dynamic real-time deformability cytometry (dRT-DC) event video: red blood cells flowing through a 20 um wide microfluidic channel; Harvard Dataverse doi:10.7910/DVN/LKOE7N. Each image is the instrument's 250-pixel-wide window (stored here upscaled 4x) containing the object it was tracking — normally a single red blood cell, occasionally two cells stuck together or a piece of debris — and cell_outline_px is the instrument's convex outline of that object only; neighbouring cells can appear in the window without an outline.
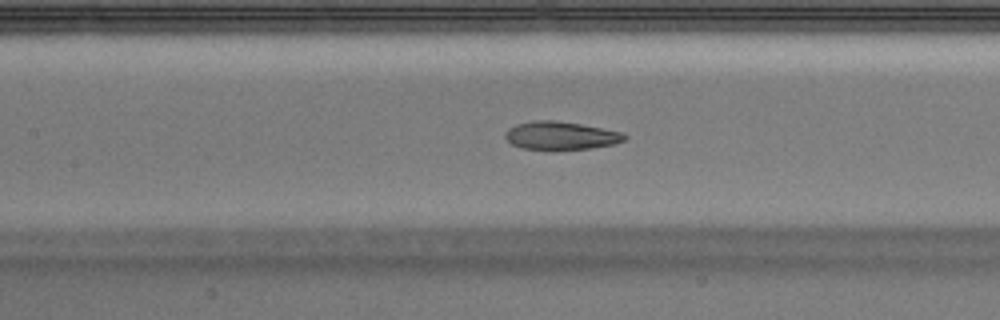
{"species": "Egyptian fruit bat (a non-hibernating species)", "species_latin": "Rousettus aegyptiacus", "temperature_condition": "warm", "stored_images_in_passage": 51, "segment_of_instrument_passage": [1, 2], "camera_frame_rate_fps": 3000, "um_per_image_px": 0.085, "animal": {"sex": "male"}, "frame": {"image": 1, "passage_image": 23, "time_ms": 7.333, "image_size_px": [1000, 320], "cell_outline_px": [[628, 136], [624, 140], [616, 144], [592, 148], [552, 152], [520, 148], [512, 144], [504, 136], [504, 132], [508, 128], [516, 124], [532, 120], [552, 120], [580, 124], [620, 132]], "centroid_in_image_um": [47.61, 11.57], "position_along_channel_um": 159.8, "area_um2": 20.17}}
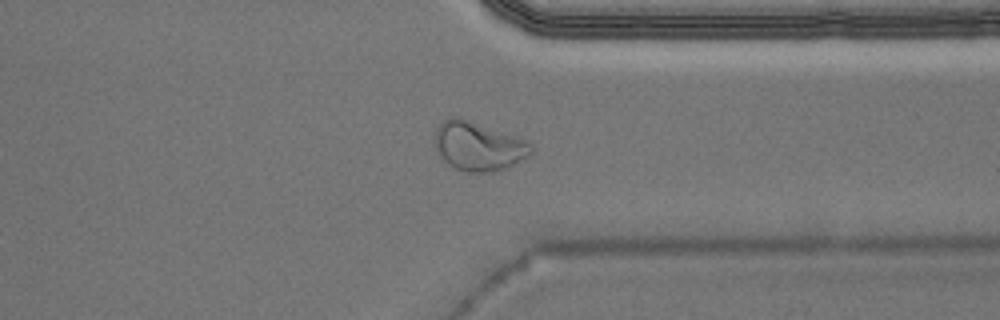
{"frame": {"image": 2, "passage_image": 39, "time_ms": 12.667, "image_size_px": [1000, 320], "cell_outline_px": [[532, 152], [528, 156], [504, 168], [492, 172], [468, 172], [456, 168], [448, 164], [444, 160], [436, 148], [436, 128], [444, 120], [452, 116], [460, 116], [528, 140], [532, 144]], "centroid_in_image_um": [40.68, 12.4], "position_along_channel_um": 370.7, "area_um2": 27.34}}
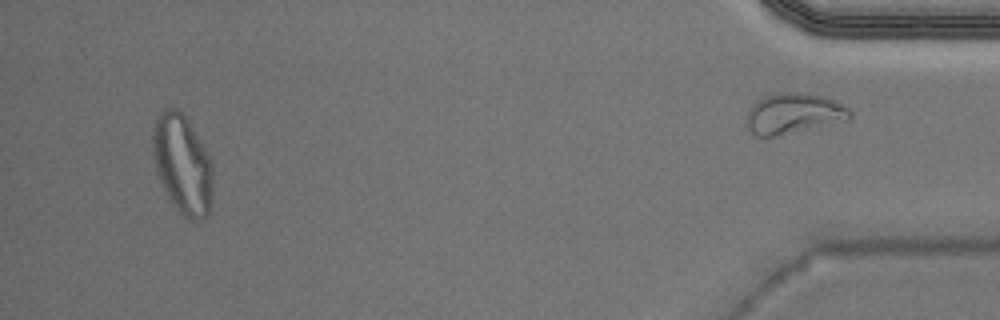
{"frame": {"image": 3, "passage_image": 48, "time_ms": 15.667, "image_size_px": [1000, 320], "cell_outline_px": [[212, 184], [208, 216], [200, 220], [188, 220], [180, 212], [168, 196], [156, 172], [152, 152], [152, 132], [156, 116], [164, 108], [176, 108], [188, 120], [204, 148], [212, 164]], "centroid_in_image_um": [15.48, 13.95], "position_along_channel_um": 419.7, "area_um2": 34.45}}